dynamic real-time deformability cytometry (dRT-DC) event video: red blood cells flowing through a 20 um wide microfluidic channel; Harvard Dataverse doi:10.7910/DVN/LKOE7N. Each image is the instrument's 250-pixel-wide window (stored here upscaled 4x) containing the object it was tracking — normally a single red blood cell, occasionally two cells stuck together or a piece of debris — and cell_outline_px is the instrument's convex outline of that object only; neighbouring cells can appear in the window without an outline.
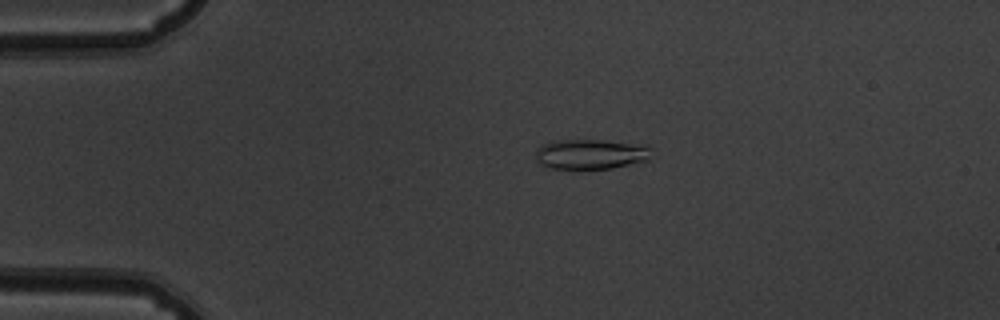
{"species": "common noctule bat (a hibernating species)", "species_latin": "Nyctalus noctula", "temperature_condition": "warm", "stored_images_in_passage": 53, "camera_frame_rate_fps": 3000, "um_per_image_px": 0.085, "animal": {"sex": "male", "body_mass_g": 19.5, "forearm_length_mm": 54.6}, "frame": {"image": 1, "passage_image": 12, "time_ms": 3.667, "image_size_px": [1000, 320], "cell_outline_px": [[652, 148], [648, 160], [612, 168], [544, 168], [536, 160], [536, 148], [552, 140], [604, 140], [648, 144]], "centroid_in_image_um": [50.22, 13.08], "position_along_channel_um": 34.8, "area_um2": 20.52}}
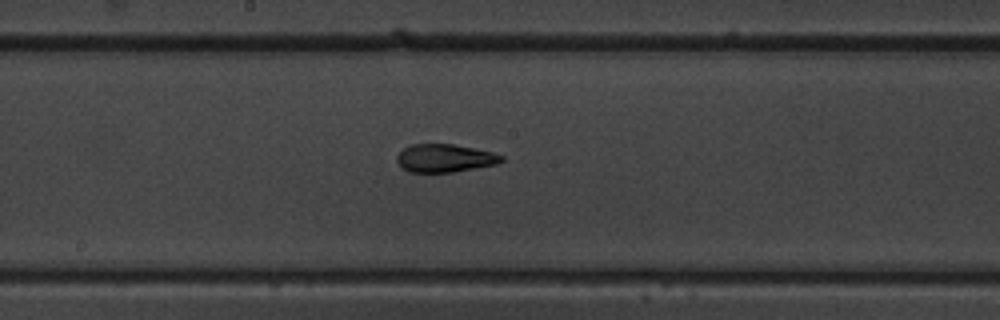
{"frame": {"image": 2, "passage_image": 29, "time_ms": 9.333, "image_size_px": [1000, 320], "cell_outline_px": [[504, 160], [496, 164], [452, 172], [408, 172], [396, 160], [396, 156], [404, 148], [412, 144], [452, 144], [492, 152], [504, 156]], "centroid_in_image_um": [37.8, 13.44], "position_along_channel_um": 210.4, "area_um2": 16.88}}
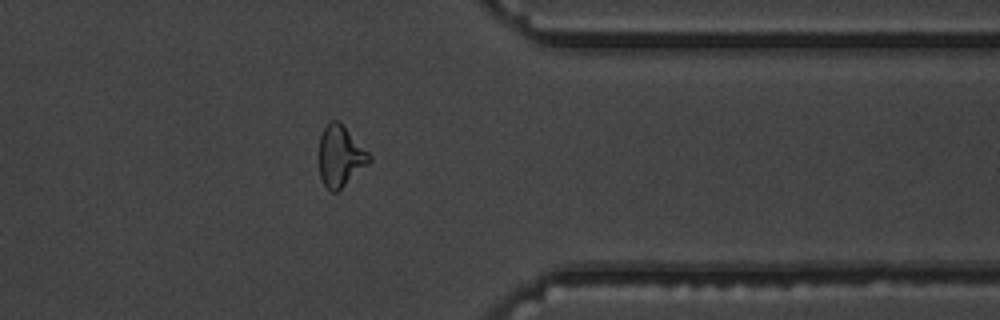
{"frame": {"image": 3, "passage_image": 43, "time_ms": 14.0, "image_size_px": [1000, 320], "cell_outline_px": [[372, 160], [368, 164], [336, 192], [332, 192], [324, 184], [320, 176], [320, 136], [324, 128], [332, 120], [336, 120], [372, 156]], "centroid_in_image_um": [28.93, 13.3], "position_along_channel_um": 382.5, "area_um2": 17.11}, "authors_computed_cell_mechanics": {"area_um2": 17.9758, "velocity_mm_per_s": 3.883, "shape_relaxation_time_tau1_ms": 7.4758, "shape_relaxation_time_tau2_ms": 1.4835, "deformation_change_tau1": 0.2237, "deformation_change_tau2": 0.0836}}